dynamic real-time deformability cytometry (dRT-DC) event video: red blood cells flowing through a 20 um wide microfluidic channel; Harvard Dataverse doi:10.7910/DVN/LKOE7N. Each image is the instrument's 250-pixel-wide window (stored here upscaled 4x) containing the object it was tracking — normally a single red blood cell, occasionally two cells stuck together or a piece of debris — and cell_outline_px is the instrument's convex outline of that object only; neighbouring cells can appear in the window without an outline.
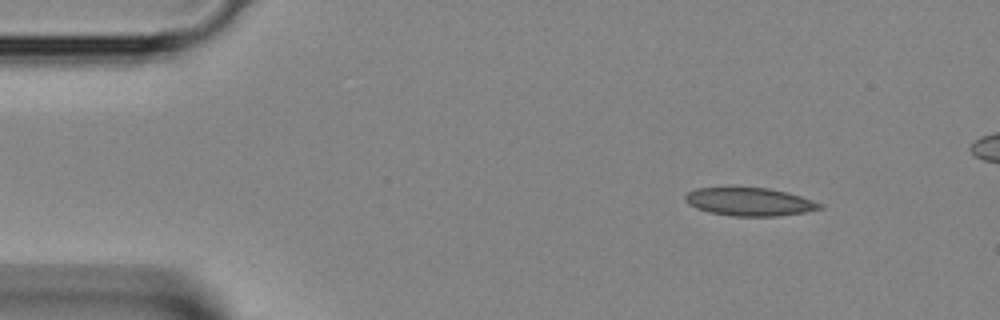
{"species": "Egyptian fruit bat (a non-hibernating species)", "species_latin": "Rousettus aegyptiacus", "temperature_condition": "room temperature", "stored_images_in_passage": 5, "segment_of_instrument_passage": [2, 2], "camera_frame_rate_fps": 3000, "um_per_image_px": 0.085, "animal": {"sex": "female"}, "frame": {"image": 1, "passage_image": 5, "time_ms": 1.333, "image_size_px": [1000, 320], "cell_outline_px": [[824, 208], [804, 212], [776, 216], [732, 216], [712, 212], [696, 208], [688, 204], [684, 200], [684, 196], [688, 192], [696, 188], [768, 188], [800, 196], [824, 204]], "centroid_in_image_um": [63.71, 17.16], "position_along_channel_um": 21.3, "area_um2": 21.79}}